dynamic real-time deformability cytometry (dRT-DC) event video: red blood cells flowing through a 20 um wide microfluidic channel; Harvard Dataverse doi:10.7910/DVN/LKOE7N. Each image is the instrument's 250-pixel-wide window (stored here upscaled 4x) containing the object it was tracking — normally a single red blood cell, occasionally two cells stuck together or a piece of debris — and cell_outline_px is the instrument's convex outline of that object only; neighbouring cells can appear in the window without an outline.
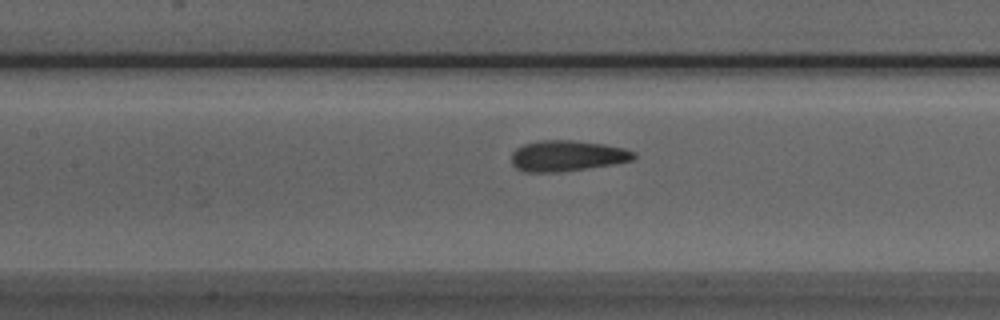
{"species": "Egyptian fruit bat (a non-hibernating species)", "species_latin": "Rousettus aegyptiacus", "temperature_condition": "room temperature", "stored_images_in_passage": 23, "camera_frame_rate_fps": 3000, "um_per_image_px": 0.085, "animal": {"sex": "male"}, "frame": {"image": 1, "passage_image": 11, "time_ms": 3.333, "image_size_px": [1000, 320], "cell_outline_px": [[636, 156], [632, 160], [612, 164], [560, 172], [524, 172], [516, 168], [512, 164], [512, 152], [516, 148], [524, 144], [540, 140], [572, 140], [604, 144], [624, 148], [636, 152]], "centroid_in_image_um": [48.19, 13.24], "position_along_channel_um": 159.2, "area_um2": 21.96}}
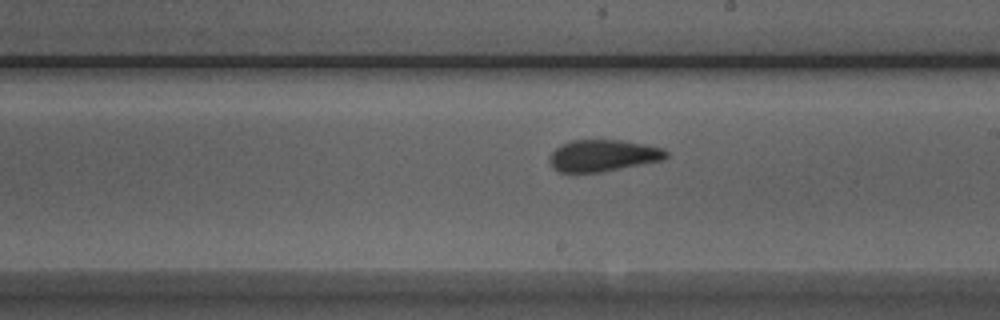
{"frame": {"image": 2, "passage_image": 17, "time_ms": 5.333, "image_size_px": [1000, 320], "cell_outline_px": [[668, 156], [664, 160], [600, 172], [560, 172], [548, 160], [548, 156], [560, 144], [572, 140], [620, 140], [644, 144], [664, 148], [668, 152]], "centroid_in_image_um": [51.28, 13.21], "position_along_channel_um": 237.7, "area_um2": 21.5}}
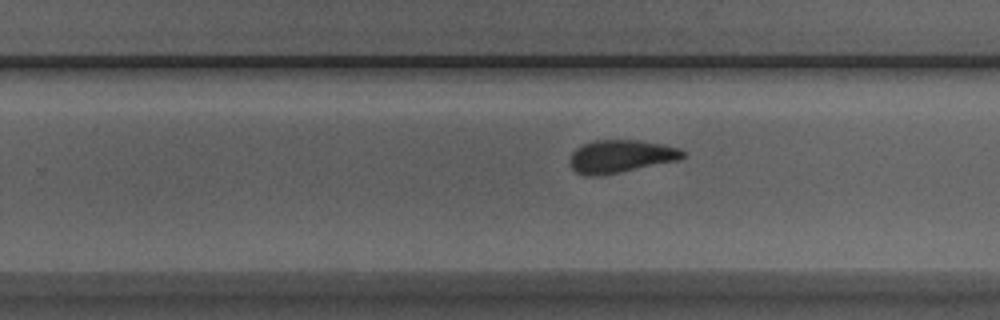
{"frame": {"image": 3, "passage_image": 20, "time_ms": 6.333, "image_size_px": [1000, 320], "cell_outline_px": [[684, 156], [680, 160], [600, 176], [584, 176], [576, 172], [568, 164], [568, 160], [572, 152], [576, 148], [592, 140], [640, 140], [680, 148], [684, 152]], "centroid_in_image_um": [52.72, 13.29], "position_along_channel_um": 277.1, "area_um2": 21.79}}